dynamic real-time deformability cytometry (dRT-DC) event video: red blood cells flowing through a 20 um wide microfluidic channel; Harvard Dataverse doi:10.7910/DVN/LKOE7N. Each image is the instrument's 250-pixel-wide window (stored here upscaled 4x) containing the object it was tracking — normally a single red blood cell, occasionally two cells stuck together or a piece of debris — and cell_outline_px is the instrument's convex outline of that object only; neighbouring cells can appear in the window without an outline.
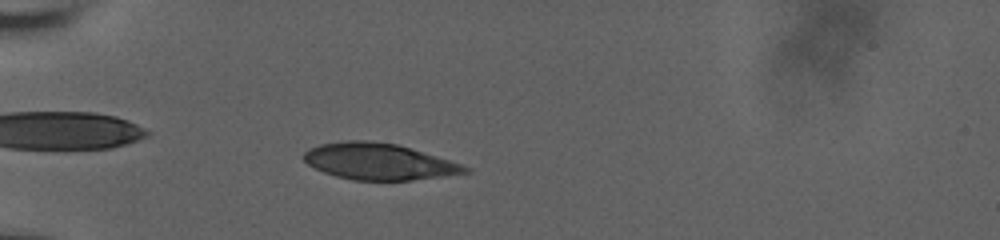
{"species": "human", "species_latin": "Homo sapiens", "temperature_condition": "room temperature", "stored_images_in_passage": 47, "camera_frame_rate_fps": 3000, "um_per_image_px": 0.085, "donor": {"sex": "male"}, "frame": {"image": 1, "passage_image": 8, "time_ms": 2.333, "image_size_px": [1000, 240], "cell_outline_px": [[472, 172], [444, 176], [412, 180], [352, 180], [336, 176], [324, 172], [308, 164], [304, 160], [304, 152], [308, 148], [320, 144], [344, 140], [368, 140], [396, 144], [448, 160], [472, 168]], "centroid_in_image_um": [32.18, 13.73], "position_along_channel_um": 52.8, "area_um2": 33.99}}
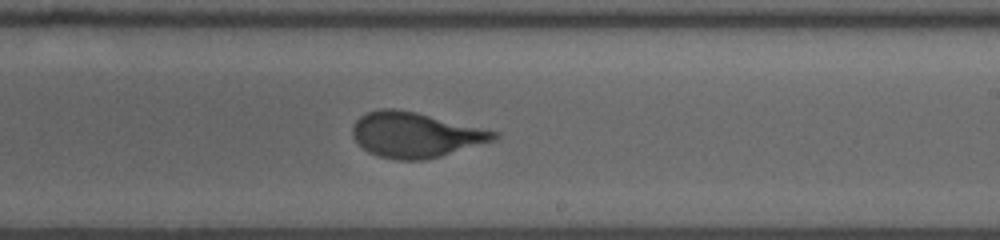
{"frame": {"image": 2, "passage_image": 26, "time_ms": 8.333, "image_size_px": [1000, 240], "cell_outline_px": [[500, 136], [496, 140], [428, 160], [396, 160], [380, 156], [368, 152], [352, 136], [352, 128], [356, 120], [360, 116], [368, 112], [380, 108], [392, 108], [416, 112], [500, 132]], "centroid_in_image_um": [35.34, 11.46], "position_along_channel_um": 253.7, "area_um2": 37.34}}
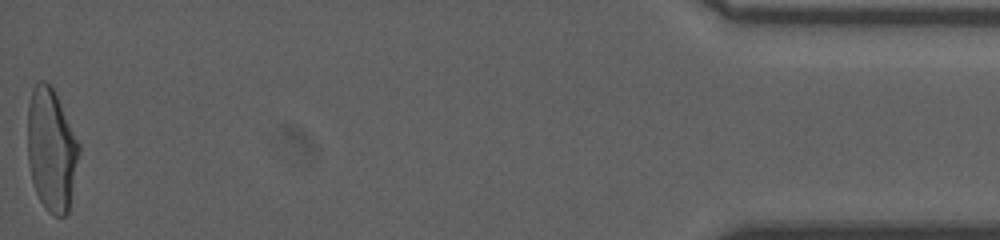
{"frame": {"image": 3, "passage_image": 47, "time_ms": 15.333, "image_size_px": [1000, 240], "cell_outline_px": [[80, 152], [68, 212], [64, 216], [56, 216], [48, 212], [44, 208], [36, 192], [32, 180], [28, 160], [28, 104], [32, 88], [40, 80], [44, 80], [52, 88], [80, 144]], "centroid_in_image_um": [4.36, 12.76], "position_along_channel_um": 430.8, "area_um2": 36.47}, "authors_computed_cell_mechanics": {"area_um2": 36.8186, "velocity_mm_per_s": 3.7431, "shape_relaxation_time_tau1_ms": 6.0378, "shape_relaxation_time_tau2_ms": null, "deformation_change_tau1": 0.207, "deformation_change_tau2": null}}